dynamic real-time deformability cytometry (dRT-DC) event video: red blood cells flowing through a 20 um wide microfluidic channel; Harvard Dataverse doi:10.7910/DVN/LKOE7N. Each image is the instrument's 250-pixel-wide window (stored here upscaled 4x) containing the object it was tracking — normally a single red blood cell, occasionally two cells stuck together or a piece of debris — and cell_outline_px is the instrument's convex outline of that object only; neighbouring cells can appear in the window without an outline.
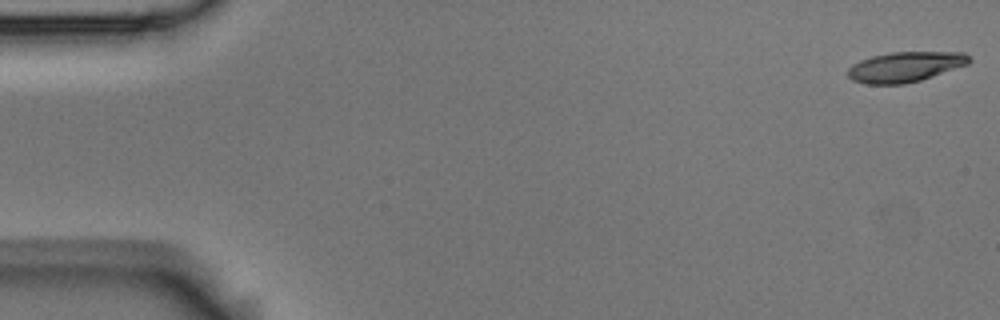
{"species": "Egyptian fruit bat (a non-hibernating species)", "species_latin": "Rousettus aegyptiacus", "temperature_condition": "room temperature", "stored_images_in_passage": 7, "camera_frame_rate_fps": 3000, "um_per_image_px": 0.085, "animal": {"sex": "male"}, "frame": {"image": 1, "passage_image": 1, "time_ms": 0.0, "image_size_px": [1000, 320], "cell_outline_px": [[972, 60], [968, 64], [920, 80], [904, 84], [868, 84], [852, 80], [848, 76], [848, 68], [852, 64], [860, 60], [872, 56], [892, 52], [964, 52]], "centroid_in_image_um": [76.92, 5.68], "position_along_channel_um": 8.1, "area_um2": 21.21}}
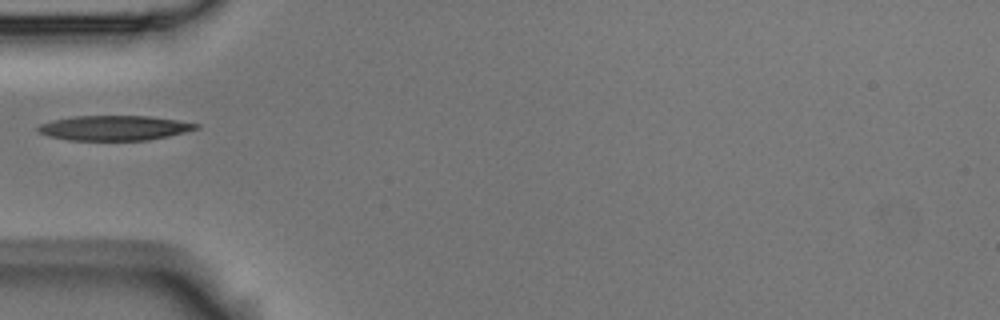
{"frame": {"image": 2, "passage_image": 6, "time_ms": 1.667, "image_size_px": [1000, 320], "cell_outline_px": [[200, 128], [168, 136], [148, 140], [68, 140], [48, 136], [36, 132], [36, 128], [40, 124], [52, 120], [76, 116], [148, 116], [176, 120], [200, 124]], "centroid_in_image_um": [9.68, 10.88], "position_along_channel_um": 75.3, "area_um2": 22.89}}
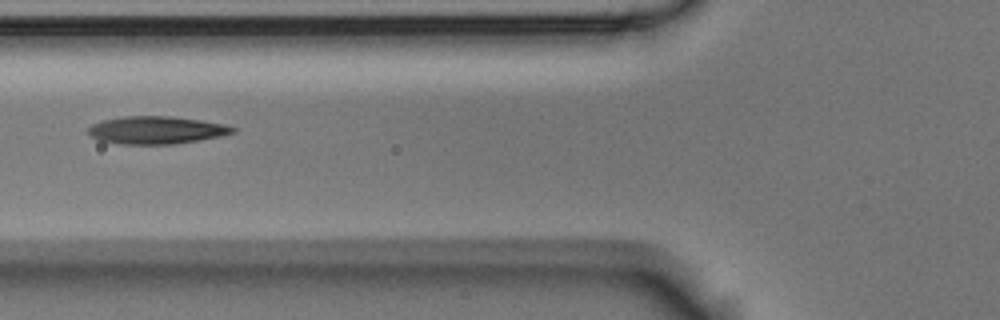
{"frame": {"image": 3, "passage_image": 7, "time_ms": 2.0, "image_size_px": [1000, 320], "cell_outline_px": [[236, 132], [220, 136], [200, 140], [172, 144], [120, 144], [100, 140], [92, 136], [88, 132], [88, 128], [92, 124], [104, 120], [124, 116], [172, 116], [200, 120], [224, 124], [236, 128]], "centroid_in_image_um": [13.31, 11.05], "position_along_channel_um": 112.5, "area_um2": 23.18}}